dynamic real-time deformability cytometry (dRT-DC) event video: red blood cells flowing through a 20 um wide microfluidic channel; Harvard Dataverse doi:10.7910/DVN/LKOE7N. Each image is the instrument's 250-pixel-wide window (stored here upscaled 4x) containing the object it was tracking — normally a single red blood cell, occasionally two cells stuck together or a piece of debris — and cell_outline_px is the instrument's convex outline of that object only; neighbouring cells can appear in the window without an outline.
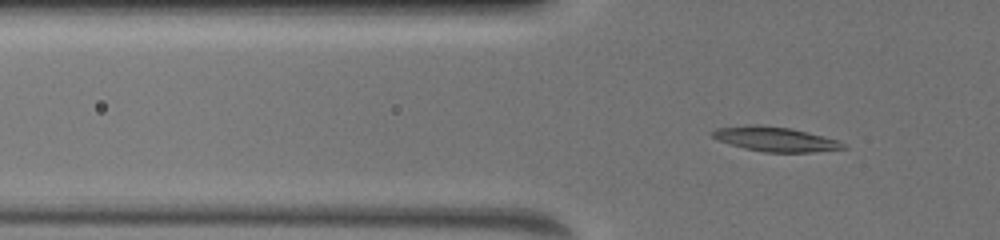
{"species": "common noctule bat (a hibernating species)", "species_latin": "Nyctalus noctula", "temperature_condition": "warm", "stored_images_in_passage": 25, "camera_frame_rate_fps": 3000, "um_per_image_px": 0.085, "animal": {"sex": "female", "body_mass_g": 19.5, "forearm_length_mm": 54.1}, "frame": {"image": 1, "passage_image": 9, "time_ms": 2.0, "image_size_px": [1000, 240], "cell_outline_px": [[848, 148], [812, 152], [764, 152], [744, 148], [716, 140], [712, 136], [712, 132], [716, 128], [748, 124], [756, 124], [788, 128], [840, 140]], "centroid_in_image_um": [65.87, 11.83], "position_along_channel_um": 59.9, "area_um2": 18.67}}
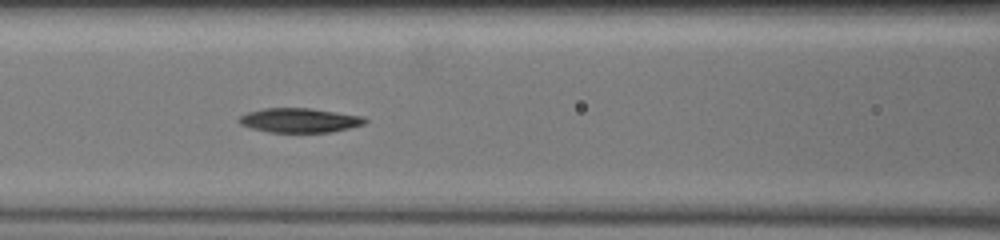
{"frame": {"image": 2, "passage_image": 20, "time_ms": 4.333, "image_size_px": [1000, 240], "cell_outline_px": [[368, 120], [364, 124], [332, 132], [268, 132], [252, 128], [240, 124], [240, 116], [248, 112], [264, 108], [308, 108], [364, 116]], "centroid_in_image_um": [25.48, 10.22], "position_along_channel_um": 141.1, "area_um2": 17.74}}
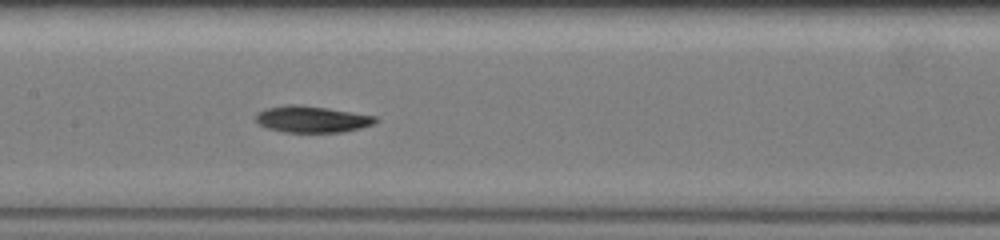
{"frame": {"image": 3, "passage_image": 24, "time_ms": 5.333, "image_size_px": [1000, 240], "cell_outline_px": [[376, 124], [344, 132], [284, 132], [268, 128], [260, 124], [256, 120], [256, 116], [260, 112], [268, 108], [284, 104], [300, 104], [328, 108], [376, 116]], "centroid_in_image_um": [26.55, 10.13], "position_along_channel_um": 180.9, "area_um2": 18.44}}